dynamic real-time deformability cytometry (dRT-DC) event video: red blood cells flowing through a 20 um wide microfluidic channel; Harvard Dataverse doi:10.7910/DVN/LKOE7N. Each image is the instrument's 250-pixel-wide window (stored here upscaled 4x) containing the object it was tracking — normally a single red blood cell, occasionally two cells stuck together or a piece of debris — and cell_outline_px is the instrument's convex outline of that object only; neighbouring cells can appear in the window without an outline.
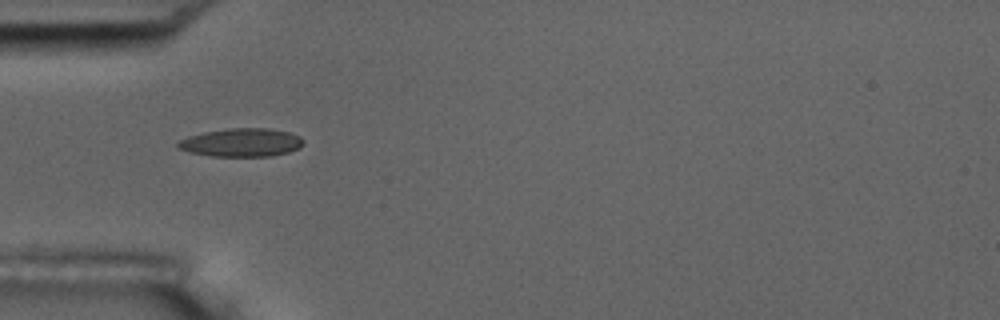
{"species": "common noctule bat (a hibernating species)", "species_latin": "Nyctalus noctula", "temperature_condition": "room temperature", "stored_images_in_passage": 4, "camera_frame_rate_fps": 3000, "um_per_image_px": 0.085, "animal": {"sex": "male", "body_mass_g": 17.5, "forearm_length_mm": 52.3}, "frame": {"image": 1, "passage_image": 1, "time_ms": 0.0, "image_size_px": [1000, 320], "cell_outline_px": [[304, 144], [300, 148], [288, 152], [272, 156], [212, 156], [188, 152], [176, 148], [176, 144], [180, 140], [188, 136], [204, 132], [228, 128], [268, 128], [288, 132], [300, 136], [304, 140]], "centroid_in_image_um": [20.52, 12.11], "position_along_channel_um": 64.5, "area_um2": 20.87}}
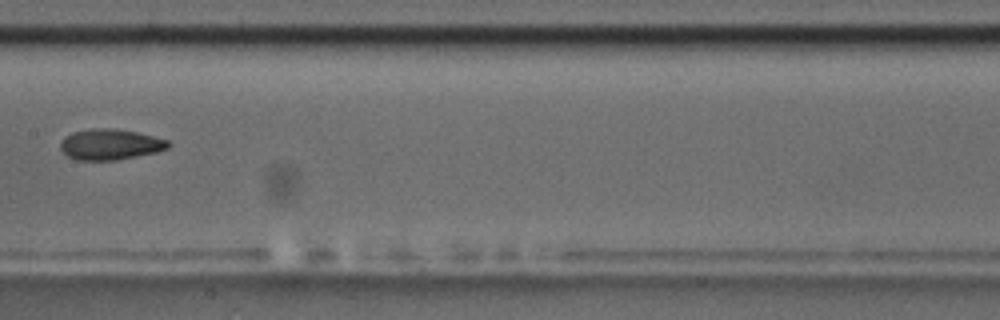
{"frame": {"image": 2, "passage_image": 4, "time_ms": 3.667, "image_size_px": [1000, 320], "cell_outline_px": [[172, 144], [168, 148], [156, 152], [116, 160], [76, 160], [68, 156], [60, 148], [60, 144], [64, 136], [72, 132], [92, 128], [112, 128], [136, 132], [168, 140]], "centroid_in_image_um": [9.36, 12.27], "position_along_channel_um": 198.0, "area_um2": 19.31}}